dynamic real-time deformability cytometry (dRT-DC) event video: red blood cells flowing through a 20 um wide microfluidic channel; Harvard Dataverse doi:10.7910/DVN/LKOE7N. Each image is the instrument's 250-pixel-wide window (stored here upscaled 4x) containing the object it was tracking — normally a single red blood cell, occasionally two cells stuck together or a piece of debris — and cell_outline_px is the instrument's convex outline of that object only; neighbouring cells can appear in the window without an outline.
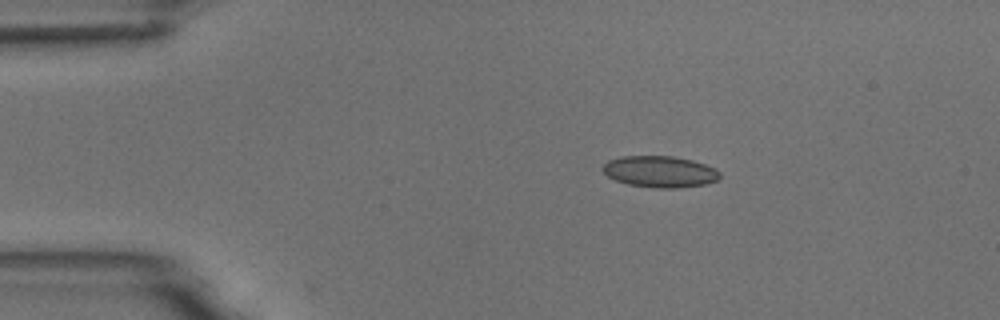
{"species": "common noctule bat (a hibernating species)", "species_latin": "Nyctalus noctula", "temperature_condition": "room temperature", "stored_images_in_passage": 3, "camera_frame_rate_fps": 3000, "um_per_image_px": 0.085, "animal": {"sex": "male", "body_mass_g": 18.8}, "frame": {"image": 1, "passage_image": 2, "time_ms": 1.0, "image_size_px": [1000, 320], "cell_outline_px": [[720, 176], [716, 180], [704, 184], [676, 188], [652, 188], [628, 184], [616, 180], [608, 176], [604, 172], [604, 164], [608, 160], [620, 156], [672, 156], [692, 160], [716, 168], [720, 172]], "centroid_in_image_um": [56.09, 14.59], "position_along_channel_um": 28.9, "area_um2": 21.33}}